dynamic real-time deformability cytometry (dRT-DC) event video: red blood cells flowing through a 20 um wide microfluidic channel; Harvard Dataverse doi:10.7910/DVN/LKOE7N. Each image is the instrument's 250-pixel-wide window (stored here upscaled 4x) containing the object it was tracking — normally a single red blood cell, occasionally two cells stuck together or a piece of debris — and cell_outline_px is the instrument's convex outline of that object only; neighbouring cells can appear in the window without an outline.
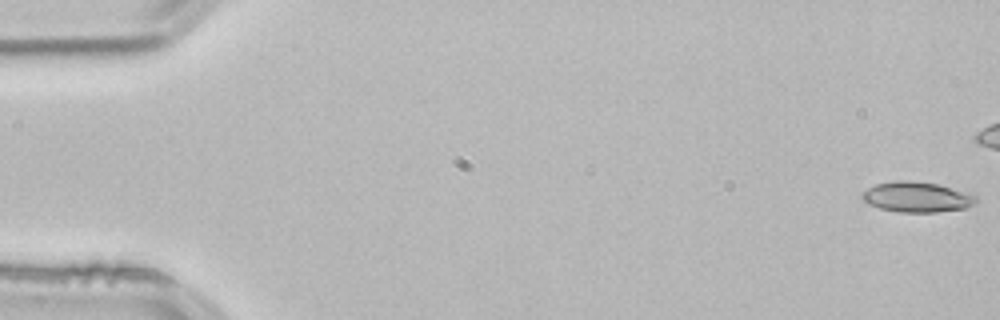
{"species": "common noctule bat (a hibernating species)", "species_latin": "Nyctalus noctula", "temperature_condition": "room temperature", "stored_images_in_passage": 10, "camera_frame_rate_fps": 3000, "um_per_image_px": 0.085, "animal": {"sex": "male", "body_mass_g": 21.5, "forearm_length_mm": 52.0}, "frame": {"image": 1, "passage_image": 1, "time_ms": 0.0, "image_size_px": [1000, 320], "cell_outline_px": [[976, 204], [964, 208], [936, 212], [900, 212], [880, 208], [868, 204], [860, 196], [868, 188], [876, 184], [896, 180], [912, 180], [936, 184], [972, 192], [976, 196]], "centroid_in_image_um": [77.97, 16.74], "position_along_channel_um": 7.0, "area_um2": 20.23}}